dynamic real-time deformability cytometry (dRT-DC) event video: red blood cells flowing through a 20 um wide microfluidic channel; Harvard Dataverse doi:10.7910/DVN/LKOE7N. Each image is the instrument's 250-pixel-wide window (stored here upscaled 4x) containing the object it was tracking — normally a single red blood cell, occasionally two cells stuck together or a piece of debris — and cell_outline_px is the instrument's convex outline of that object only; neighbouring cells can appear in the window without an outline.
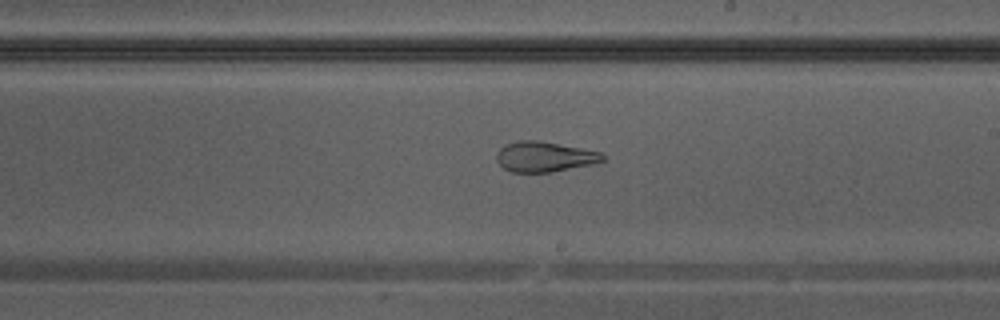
{"species": "Egyptian fruit bat (a non-hibernating species)", "species_latin": "Rousettus aegyptiacus", "temperature_condition": "warm", "stored_images_in_passage": 30, "camera_frame_rate_fps": 3000, "um_per_image_px": 0.085, "animal": {"sex": "male"}, "frame": {"image": 1, "passage_image": 13, "time_ms": 4.0, "image_size_px": [1000, 320], "cell_outline_px": [[604, 160], [592, 164], [552, 172], [512, 172], [504, 168], [496, 160], [496, 156], [500, 148], [504, 144], [516, 140], [540, 140], [600, 152], [604, 156]], "centroid_in_image_um": [46.24, 13.31], "position_along_channel_um": 242.8, "area_um2": 18.67}}